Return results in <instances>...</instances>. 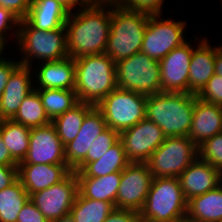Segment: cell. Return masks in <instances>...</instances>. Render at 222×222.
Instances as JSON below:
<instances>
[{
    "mask_svg": "<svg viewBox=\"0 0 222 222\" xmlns=\"http://www.w3.org/2000/svg\"><path fill=\"white\" fill-rule=\"evenodd\" d=\"M111 17L112 5H86L69 13L65 24L68 55L75 60L104 53Z\"/></svg>",
    "mask_w": 222,
    "mask_h": 222,
    "instance_id": "obj_1",
    "label": "cell"
},
{
    "mask_svg": "<svg viewBox=\"0 0 222 222\" xmlns=\"http://www.w3.org/2000/svg\"><path fill=\"white\" fill-rule=\"evenodd\" d=\"M196 97L183 92L147 95L146 118L157 124L166 137L188 136Z\"/></svg>",
    "mask_w": 222,
    "mask_h": 222,
    "instance_id": "obj_2",
    "label": "cell"
},
{
    "mask_svg": "<svg viewBox=\"0 0 222 222\" xmlns=\"http://www.w3.org/2000/svg\"><path fill=\"white\" fill-rule=\"evenodd\" d=\"M116 88V63L107 54L75 59V91L78 101L97 105Z\"/></svg>",
    "mask_w": 222,
    "mask_h": 222,
    "instance_id": "obj_3",
    "label": "cell"
},
{
    "mask_svg": "<svg viewBox=\"0 0 222 222\" xmlns=\"http://www.w3.org/2000/svg\"><path fill=\"white\" fill-rule=\"evenodd\" d=\"M150 14L112 5V17L104 53L115 63L140 52Z\"/></svg>",
    "mask_w": 222,
    "mask_h": 222,
    "instance_id": "obj_4",
    "label": "cell"
},
{
    "mask_svg": "<svg viewBox=\"0 0 222 222\" xmlns=\"http://www.w3.org/2000/svg\"><path fill=\"white\" fill-rule=\"evenodd\" d=\"M19 27L14 31L15 42L19 52L23 53L20 63L33 66V58L39 62L57 61L68 57L66 28L49 31L33 28L25 19L20 20ZM41 60V61H40Z\"/></svg>",
    "mask_w": 222,
    "mask_h": 222,
    "instance_id": "obj_5",
    "label": "cell"
},
{
    "mask_svg": "<svg viewBox=\"0 0 222 222\" xmlns=\"http://www.w3.org/2000/svg\"><path fill=\"white\" fill-rule=\"evenodd\" d=\"M187 200L178 178H153L140 219L174 222L186 217Z\"/></svg>",
    "mask_w": 222,
    "mask_h": 222,
    "instance_id": "obj_6",
    "label": "cell"
},
{
    "mask_svg": "<svg viewBox=\"0 0 222 222\" xmlns=\"http://www.w3.org/2000/svg\"><path fill=\"white\" fill-rule=\"evenodd\" d=\"M147 95L116 88L95 105L107 127L119 134L146 118Z\"/></svg>",
    "mask_w": 222,
    "mask_h": 222,
    "instance_id": "obj_7",
    "label": "cell"
},
{
    "mask_svg": "<svg viewBox=\"0 0 222 222\" xmlns=\"http://www.w3.org/2000/svg\"><path fill=\"white\" fill-rule=\"evenodd\" d=\"M118 88L153 95L161 92L160 62L137 52L116 62Z\"/></svg>",
    "mask_w": 222,
    "mask_h": 222,
    "instance_id": "obj_8",
    "label": "cell"
},
{
    "mask_svg": "<svg viewBox=\"0 0 222 222\" xmlns=\"http://www.w3.org/2000/svg\"><path fill=\"white\" fill-rule=\"evenodd\" d=\"M198 157L188 136L166 137L146 161L153 178H178Z\"/></svg>",
    "mask_w": 222,
    "mask_h": 222,
    "instance_id": "obj_9",
    "label": "cell"
},
{
    "mask_svg": "<svg viewBox=\"0 0 222 222\" xmlns=\"http://www.w3.org/2000/svg\"><path fill=\"white\" fill-rule=\"evenodd\" d=\"M161 15H150L140 50L156 61H160L171 50L186 42L183 35L186 21H173L169 18L166 20L162 19Z\"/></svg>",
    "mask_w": 222,
    "mask_h": 222,
    "instance_id": "obj_10",
    "label": "cell"
},
{
    "mask_svg": "<svg viewBox=\"0 0 222 222\" xmlns=\"http://www.w3.org/2000/svg\"><path fill=\"white\" fill-rule=\"evenodd\" d=\"M152 180L153 176L146 162H130L121 172L115 208L140 212Z\"/></svg>",
    "mask_w": 222,
    "mask_h": 222,
    "instance_id": "obj_11",
    "label": "cell"
},
{
    "mask_svg": "<svg viewBox=\"0 0 222 222\" xmlns=\"http://www.w3.org/2000/svg\"><path fill=\"white\" fill-rule=\"evenodd\" d=\"M78 194V180L72 171L64 180L30 195V200L49 220L69 215Z\"/></svg>",
    "mask_w": 222,
    "mask_h": 222,
    "instance_id": "obj_12",
    "label": "cell"
},
{
    "mask_svg": "<svg viewBox=\"0 0 222 222\" xmlns=\"http://www.w3.org/2000/svg\"><path fill=\"white\" fill-rule=\"evenodd\" d=\"M119 139L130 162H146L164 142L166 136L157 124L144 118L133 127L121 132Z\"/></svg>",
    "mask_w": 222,
    "mask_h": 222,
    "instance_id": "obj_13",
    "label": "cell"
},
{
    "mask_svg": "<svg viewBox=\"0 0 222 222\" xmlns=\"http://www.w3.org/2000/svg\"><path fill=\"white\" fill-rule=\"evenodd\" d=\"M26 157L18 164L67 165L65 147L52 123L31 128Z\"/></svg>",
    "mask_w": 222,
    "mask_h": 222,
    "instance_id": "obj_14",
    "label": "cell"
},
{
    "mask_svg": "<svg viewBox=\"0 0 222 222\" xmlns=\"http://www.w3.org/2000/svg\"><path fill=\"white\" fill-rule=\"evenodd\" d=\"M193 47L187 41L171 50L160 62L161 92L188 93Z\"/></svg>",
    "mask_w": 222,
    "mask_h": 222,
    "instance_id": "obj_15",
    "label": "cell"
},
{
    "mask_svg": "<svg viewBox=\"0 0 222 222\" xmlns=\"http://www.w3.org/2000/svg\"><path fill=\"white\" fill-rule=\"evenodd\" d=\"M106 128L102 112L94 106L86 114L77 137L65 146L66 164L72 170L87 156L94 139Z\"/></svg>",
    "mask_w": 222,
    "mask_h": 222,
    "instance_id": "obj_16",
    "label": "cell"
},
{
    "mask_svg": "<svg viewBox=\"0 0 222 222\" xmlns=\"http://www.w3.org/2000/svg\"><path fill=\"white\" fill-rule=\"evenodd\" d=\"M186 200L214 190L222 183V173L197 157L178 177Z\"/></svg>",
    "mask_w": 222,
    "mask_h": 222,
    "instance_id": "obj_17",
    "label": "cell"
},
{
    "mask_svg": "<svg viewBox=\"0 0 222 222\" xmlns=\"http://www.w3.org/2000/svg\"><path fill=\"white\" fill-rule=\"evenodd\" d=\"M32 66L20 64L11 74L0 96V120L12 119L25 97L34 90ZM32 72V73H31ZM33 80V81H32Z\"/></svg>",
    "mask_w": 222,
    "mask_h": 222,
    "instance_id": "obj_18",
    "label": "cell"
},
{
    "mask_svg": "<svg viewBox=\"0 0 222 222\" xmlns=\"http://www.w3.org/2000/svg\"><path fill=\"white\" fill-rule=\"evenodd\" d=\"M71 172L72 169L68 165L18 164V179L29 196L58 184Z\"/></svg>",
    "mask_w": 222,
    "mask_h": 222,
    "instance_id": "obj_19",
    "label": "cell"
},
{
    "mask_svg": "<svg viewBox=\"0 0 222 222\" xmlns=\"http://www.w3.org/2000/svg\"><path fill=\"white\" fill-rule=\"evenodd\" d=\"M222 132V106L195 99L192 125L188 138L198 147Z\"/></svg>",
    "mask_w": 222,
    "mask_h": 222,
    "instance_id": "obj_20",
    "label": "cell"
},
{
    "mask_svg": "<svg viewBox=\"0 0 222 222\" xmlns=\"http://www.w3.org/2000/svg\"><path fill=\"white\" fill-rule=\"evenodd\" d=\"M37 66L34 89H62L75 90V60L70 56L57 60L40 62Z\"/></svg>",
    "mask_w": 222,
    "mask_h": 222,
    "instance_id": "obj_21",
    "label": "cell"
},
{
    "mask_svg": "<svg viewBox=\"0 0 222 222\" xmlns=\"http://www.w3.org/2000/svg\"><path fill=\"white\" fill-rule=\"evenodd\" d=\"M203 39L193 49L189 68L188 93L196 95L215 74L216 47Z\"/></svg>",
    "mask_w": 222,
    "mask_h": 222,
    "instance_id": "obj_22",
    "label": "cell"
},
{
    "mask_svg": "<svg viewBox=\"0 0 222 222\" xmlns=\"http://www.w3.org/2000/svg\"><path fill=\"white\" fill-rule=\"evenodd\" d=\"M69 12L56 0H32L25 20L45 31L65 28Z\"/></svg>",
    "mask_w": 222,
    "mask_h": 222,
    "instance_id": "obj_23",
    "label": "cell"
},
{
    "mask_svg": "<svg viewBox=\"0 0 222 222\" xmlns=\"http://www.w3.org/2000/svg\"><path fill=\"white\" fill-rule=\"evenodd\" d=\"M186 217L195 222H221L222 183L214 190L189 199Z\"/></svg>",
    "mask_w": 222,
    "mask_h": 222,
    "instance_id": "obj_24",
    "label": "cell"
},
{
    "mask_svg": "<svg viewBox=\"0 0 222 222\" xmlns=\"http://www.w3.org/2000/svg\"><path fill=\"white\" fill-rule=\"evenodd\" d=\"M77 180L80 196L110 202L115 206L121 172H113L102 177H77Z\"/></svg>",
    "mask_w": 222,
    "mask_h": 222,
    "instance_id": "obj_25",
    "label": "cell"
},
{
    "mask_svg": "<svg viewBox=\"0 0 222 222\" xmlns=\"http://www.w3.org/2000/svg\"><path fill=\"white\" fill-rule=\"evenodd\" d=\"M130 163L122 141L119 139L100 159L89 162L76 177H102L113 172H122Z\"/></svg>",
    "mask_w": 222,
    "mask_h": 222,
    "instance_id": "obj_26",
    "label": "cell"
},
{
    "mask_svg": "<svg viewBox=\"0 0 222 222\" xmlns=\"http://www.w3.org/2000/svg\"><path fill=\"white\" fill-rule=\"evenodd\" d=\"M31 128L12 119L0 120V132L3 143L8 148L12 158L20 163L26 157L29 148Z\"/></svg>",
    "mask_w": 222,
    "mask_h": 222,
    "instance_id": "obj_27",
    "label": "cell"
},
{
    "mask_svg": "<svg viewBox=\"0 0 222 222\" xmlns=\"http://www.w3.org/2000/svg\"><path fill=\"white\" fill-rule=\"evenodd\" d=\"M94 106L93 104L79 101L71 109L51 121L64 147L77 137L86 114Z\"/></svg>",
    "mask_w": 222,
    "mask_h": 222,
    "instance_id": "obj_28",
    "label": "cell"
},
{
    "mask_svg": "<svg viewBox=\"0 0 222 222\" xmlns=\"http://www.w3.org/2000/svg\"><path fill=\"white\" fill-rule=\"evenodd\" d=\"M115 206L106 201L88 199L77 194L70 215L74 222H104Z\"/></svg>",
    "mask_w": 222,
    "mask_h": 222,
    "instance_id": "obj_29",
    "label": "cell"
},
{
    "mask_svg": "<svg viewBox=\"0 0 222 222\" xmlns=\"http://www.w3.org/2000/svg\"><path fill=\"white\" fill-rule=\"evenodd\" d=\"M30 199L21 181L17 179L0 191V222H16L18 214Z\"/></svg>",
    "mask_w": 222,
    "mask_h": 222,
    "instance_id": "obj_30",
    "label": "cell"
},
{
    "mask_svg": "<svg viewBox=\"0 0 222 222\" xmlns=\"http://www.w3.org/2000/svg\"><path fill=\"white\" fill-rule=\"evenodd\" d=\"M12 120L28 128H36L51 123L36 89L25 97Z\"/></svg>",
    "mask_w": 222,
    "mask_h": 222,
    "instance_id": "obj_31",
    "label": "cell"
},
{
    "mask_svg": "<svg viewBox=\"0 0 222 222\" xmlns=\"http://www.w3.org/2000/svg\"><path fill=\"white\" fill-rule=\"evenodd\" d=\"M49 119L52 121L79 101L75 90L36 89Z\"/></svg>",
    "mask_w": 222,
    "mask_h": 222,
    "instance_id": "obj_32",
    "label": "cell"
},
{
    "mask_svg": "<svg viewBox=\"0 0 222 222\" xmlns=\"http://www.w3.org/2000/svg\"><path fill=\"white\" fill-rule=\"evenodd\" d=\"M118 140L119 133L107 127L94 139L87 156L72 171H81L89 162L100 159Z\"/></svg>",
    "mask_w": 222,
    "mask_h": 222,
    "instance_id": "obj_33",
    "label": "cell"
},
{
    "mask_svg": "<svg viewBox=\"0 0 222 222\" xmlns=\"http://www.w3.org/2000/svg\"><path fill=\"white\" fill-rule=\"evenodd\" d=\"M198 157L222 173V132L198 146Z\"/></svg>",
    "mask_w": 222,
    "mask_h": 222,
    "instance_id": "obj_34",
    "label": "cell"
},
{
    "mask_svg": "<svg viewBox=\"0 0 222 222\" xmlns=\"http://www.w3.org/2000/svg\"><path fill=\"white\" fill-rule=\"evenodd\" d=\"M163 2V0H114V5L152 15L162 13Z\"/></svg>",
    "mask_w": 222,
    "mask_h": 222,
    "instance_id": "obj_35",
    "label": "cell"
},
{
    "mask_svg": "<svg viewBox=\"0 0 222 222\" xmlns=\"http://www.w3.org/2000/svg\"><path fill=\"white\" fill-rule=\"evenodd\" d=\"M197 97L205 102L222 106V76L215 73Z\"/></svg>",
    "mask_w": 222,
    "mask_h": 222,
    "instance_id": "obj_36",
    "label": "cell"
},
{
    "mask_svg": "<svg viewBox=\"0 0 222 222\" xmlns=\"http://www.w3.org/2000/svg\"><path fill=\"white\" fill-rule=\"evenodd\" d=\"M16 222H50L29 199L20 210Z\"/></svg>",
    "mask_w": 222,
    "mask_h": 222,
    "instance_id": "obj_37",
    "label": "cell"
},
{
    "mask_svg": "<svg viewBox=\"0 0 222 222\" xmlns=\"http://www.w3.org/2000/svg\"><path fill=\"white\" fill-rule=\"evenodd\" d=\"M32 0H0V6L10 10L20 20L27 17Z\"/></svg>",
    "mask_w": 222,
    "mask_h": 222,
    "instance_id": "obj_38",
    "label": "cell"
},
{
    "mask_svg": "<svg viewBox=\"0 0 222 222\" xmlns=\"http://www.w3.org/2000/svg\"><path fill=\"white\" fill-rule=\"evenodd\" d=\"M19 22L20 19L16 15H14L10 10L0 6V36L8 40V38H6L8 31L13 30L12 27L14 26H16L14 27L15 30L16 28H19Z\"/></svg>",
    "mask_w": 222,
    "mask_h": 222,
    "instance_id": "obj_39",
    "label": "cell"
},
{
    "mask_svg": "<svg viewBox=\"0 0 222 222\" xmlns=\"http://www.w3.org/2000/svg\"><path fill=\"white\" fill-rule=\"evenodd\" d=\"M139 219V212L115 208L104 222H138Z\"/></svg>",
    "mask_w": 222,
    "mask_h": 222,
    "instance_id": "obj_40",
    "label": "cell"
},
{
    "mask_svg": "<svg viewBox=\"0 0 222 222\" xmlns=\"http://www.w3.org/2000/svg\"><path fill=\"white\" fill-rule=\"evenodd\" d=\"M21 63L17 60L13 61L8 58L0 62V96L3 94V91L7 85V81L11 76L12 72L20 65Z\"/></svg>",
    "mask_w": 222,
    "mask_h": 222,
    "instance_id": "obj_41",
    "label": "cell"
},
{
    "mask_svg": "<svg viewBox=\"0 0 222 222\" xmlns=\"http://www.w3.org/2000/svg\"><path fill=\"white\" fill-rule=\"evenodd\" d=\"M18 179V166L0 164V191Z\"/></svg>",
    "mask_w": 222,
    "mask_h": 222,
    "instance_id": "obj_42",
    "label": "cell"
},
{
    "mask_svg": "<svg viewBox=\"0 0 222 222\" xmlns=\"http://www.w3.org/2000/svg\"><path fill=\"white\" fill-rule=\"evenodd\" d=\"M0 164H4L7 166H18V163L12 158V156L8 151V148L3 143L1 132H0Z\"/></svg>",
    "mask_w": 222,
    "mask_h": 222,
    "instance_id": "obj_43",
    "label": "cell"
},
{
    "mask_svg": "<svg viewBox=\"0 0 222 222\" xmlns=\"http://www.w3.org/2000/svg\"><path fill=\"white\" fill-rule=\"evenodd\" d=\"M60 5L65 8L69 13L75 10L76 6L79 7V10L86 6L82 0H56ZM81 7V8H80Z\"/></svg>",
    "mask_w": 222,
    "mask_h": 222,
    "instance_id": "obj_44",
    "label": "cell"
},
{
    "mask_svg": "<svg viewBox=\"0 0 222 222\" xmlns=\"http://www.w3.org/2000/svg\"><path fill=\"white\" fill-rule=\"evenodd\" d=\"M215 73L222 76V47L216 46Z\"/></svg>",
    "mask_w": 222,
    "mask_h": 222,
    "instance_id": "obj_45",
    "label": "cell"
},
{
    "mask_svg": "<svg viewBox=\"0 0 222 222\" xmlns=\"http://www.w3.org/2000/svg\"><path fill=\"white\" fill-rule=\"evenodd\" d=\"M86 5H113L114 0H82Z\"/></svg>",
    "mask_w": 222,
    "mask_h": 222,
    "instance_id": "obj_46",
    "label": "cell"
},
{
    "mask_svg": "<svg viewBox=\"0 0 222 222\" xmlns=\"http://www.w3.org/2000/svg\"><path fill=\"white\" fill-rule=\"evenodd\" d=\"M5 42H9V41H7L5 38L0 36V62L6 60L4 57L2 58L3 52L6 47L5 45H7V43H5Z\"/></svg>",
    "mask_w": 222,
    "mask_h": 222,
    "instance_id": "obj_47",
    "label": "cell"
},
{
    "mask_svg": "<svg viewBox=\"0 0 222 222\" xmlns=\"http://www.w3.org/2000/svg\"><path fill=\"white\" fill-rule=\"evenodd\" d=\"M50 222H74L73 218L71 217V215H66L64 217H61L59 219L56 220H52Z\"/></svg>",
    "mask_w": 222,
    "mask_h": 222,
    "instance_id": "obj_48",
    "label": "cell"
},
{
    "mask_svg": "<svg viewBox=\"0 0 222 222\" xmlns=\"http://www.w3.org/2000/svg\"><path fill=\"white\" fill-rule=\"evenodd\" d=\"M174 222H195V221L190 220L189 218L185 217L183 219H180V220H177V221H174Z\"/></svg>",
    "mask_w": 222,
    "mask_h": 222,
    "instance_id": "obj_49",
    "label": "cell"
},
{
    "mask_svg": "<svg viewBox=\"0 0 222 222\" xmlns=\"http://www.w3.org/2000/svg\"><path fill=\"white\" fill-rule=\"evenodd\" d=\"M138 222H148V221H144V220H142V219H139Z\"/></svg>",
    "mask_w": 222,
    "mask_h": 222,
    "instance_id": "obj_50",
    "label": "cell"
}]
</instances>
